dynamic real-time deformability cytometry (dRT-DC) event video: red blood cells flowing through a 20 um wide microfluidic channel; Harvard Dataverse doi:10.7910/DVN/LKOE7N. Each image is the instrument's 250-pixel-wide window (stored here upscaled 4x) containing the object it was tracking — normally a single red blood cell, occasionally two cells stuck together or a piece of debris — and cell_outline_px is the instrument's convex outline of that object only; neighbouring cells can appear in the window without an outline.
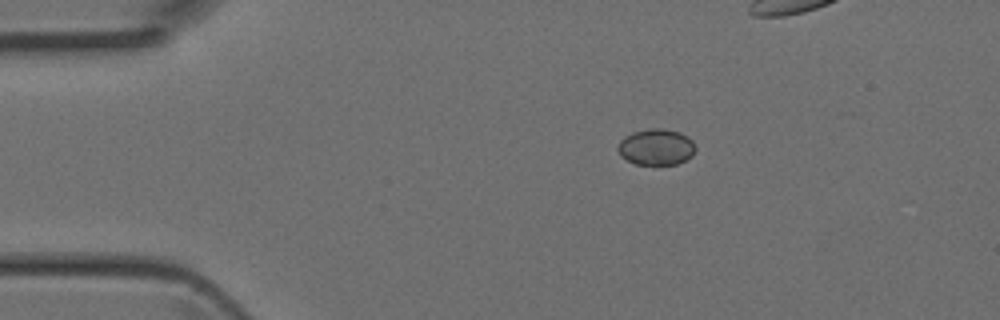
{"species": "Egyptian fruit bat (a non-hibernating species)", "species_latin": "Rousettus aegyptiacus", "temperature_condition": "room temperature", "stored_images_in_passage": 4, "camera_frame_rate_fps": 3000, "um_per_image_px": 0.085, "animal": {"sex": "female"}, "frame": {"image": 1, "passage_image": 2, "time_ms": 0.333, "image_size_px": [1000, 320], "cell_outline_px": [[696, 148], [692, 156], [676, 164], [636, 164], [620, 156], [616, 148], [620, 140], [624, 136], [632, 132], [648, 128], [664, 128], [680, 132], [688, 136], [692, 140]], "centroid_in_image_um": [55.76, 12.47], "position_along_channel_um": 29.2, "area_um2": 16.53}}